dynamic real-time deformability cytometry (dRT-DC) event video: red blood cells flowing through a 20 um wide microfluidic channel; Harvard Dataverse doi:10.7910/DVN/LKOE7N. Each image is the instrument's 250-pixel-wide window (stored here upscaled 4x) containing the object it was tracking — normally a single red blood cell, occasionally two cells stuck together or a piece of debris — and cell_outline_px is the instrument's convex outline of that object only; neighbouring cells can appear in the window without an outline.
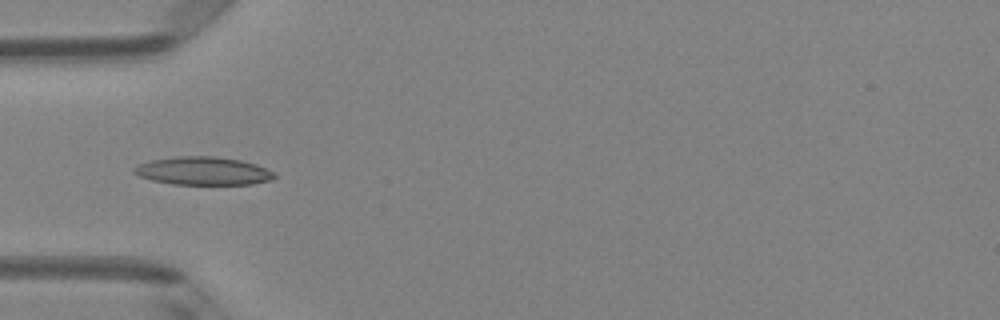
{"species": "Egyptian fruit bat (a non-hibernating species)", "species_latin": "Rousettus aegyptiacus", "temperature_condition": "room temperature", "stored_images_in_passage": 7, "camera_frame_rate_fps": 3000, "um_per_image_px": 0.085, "animal": {"sex": "female"}, "frame": {"image": 1, "passage_image": 5, "time_ms": 1.333, "image_size_px": [1000, 320], "cell_outline_px": [[276, 176], [272, 180], [252, 184], [172, 184], [152, 180], [140, 176], [132, 172], [132, 168], [140, 164], [152, 160], [176, 156], [216, 156], [240, 160], [256, 164], [272, 172]], "centroid_in_image_um": [17.25, 14.53], "position_along_channel_um": 67.7, "area_um2": 22.89}}
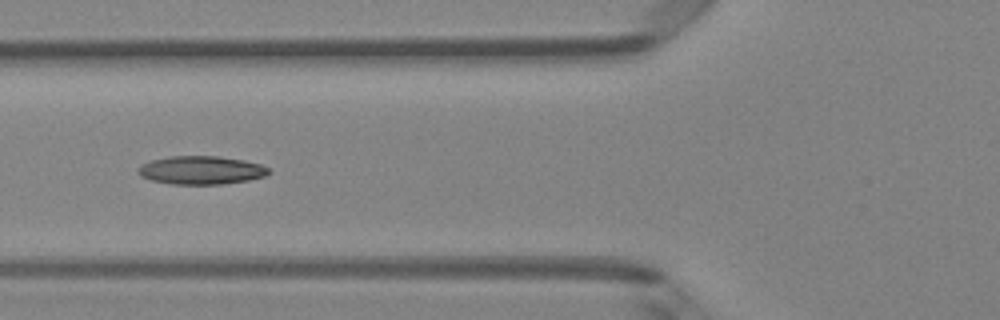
{"frame": {"image": 2, "passage_image": 6, "time_ms": 1.667, "image_size_px": [1000, 320], "cell_outline_px": [[272, 172], [264, 176], [248, 180], [224, 184], [172, 184], [152, 180], [140, 176], [136, 172], [136, 168], [140, 164], [152, 160], [168, 156], [216, 156], [244, 160], [260, 164], [268, 168]], "centroid_in_image_um": [17.06, 14.46], "position_along_channel_um": 108.7, "area_um2": 21.68}}
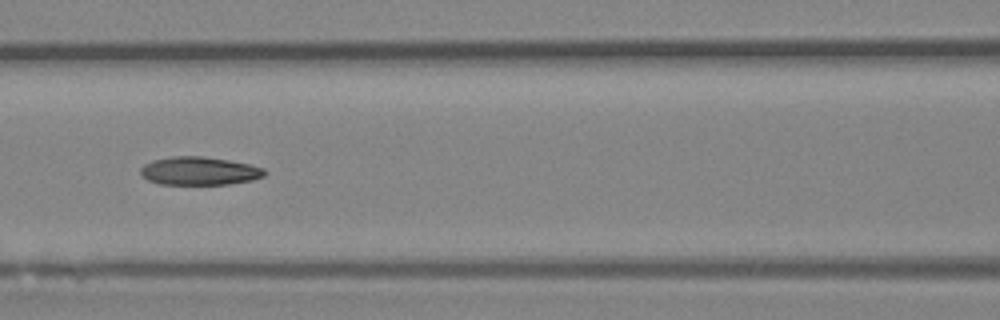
{"frame": {"image": 3, "passage_image": 7, "time_ms": 2.0, "image_size_px": [1000, 320], "cell_outline_px": [[264, 176], [252, 180], [228, 184], [160, 184], [148, 180], [140, 176], [140, 168], [144, 164], [152, 160], [172, 156], [204, 156], [228, 160], [248, 164], [264, 168]], "centroid_in_image_um": [16.89, 14.53], "position_along_channel_um": 149.7, "area_um2": 20.4}}